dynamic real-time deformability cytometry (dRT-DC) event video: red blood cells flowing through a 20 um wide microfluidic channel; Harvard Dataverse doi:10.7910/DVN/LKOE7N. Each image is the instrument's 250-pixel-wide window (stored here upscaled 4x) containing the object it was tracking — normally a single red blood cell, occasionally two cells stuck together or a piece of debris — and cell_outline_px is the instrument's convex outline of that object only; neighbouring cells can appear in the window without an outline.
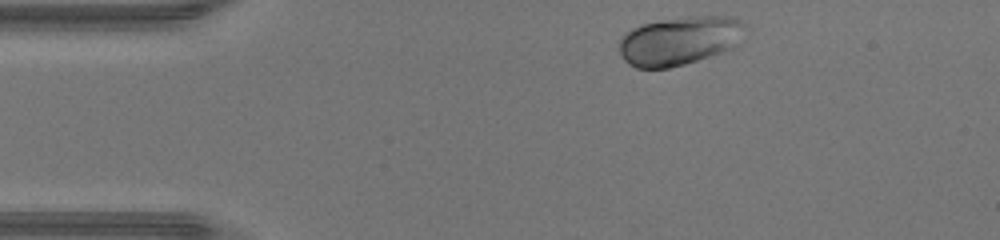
{"species": "human", "species_latin": "Homo sapiens", "temperature_condition": "warm", "stored_images_in_passage": 39, "camera_frame_rate_fps": 3000, "um_per_image_px": 0.085, "donor": {"sex": "male"}, "frame": {"image": 1, "passage_image": 1, "time_ms": 0.0, "image_size_px": [1000, 240], "cell_outline_px": [[744, 24], [736, 44], [732, 48], [684, 64], [668, 68], [636, 68], [628, 64], [620, 56], [620, 40], [632, 28], [640, 24], [664, 20], [692, 16], [736, 16]], "centroid_in_image_um": [57.71, 3.46], "position_along_channel_um": 27.3, "area_um2": 35.2}}
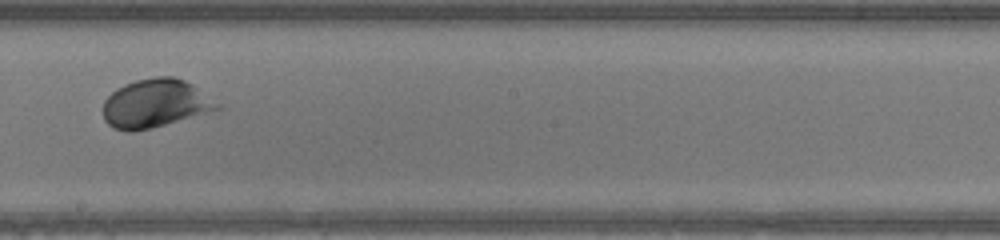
{"frame": {"image": 2, "passage_image": 19, "time_ms": 6.0, "image_size_px": [1000, 240], "cell_outline_px": [[224, 104], [220, 108], [152, 128], [132, 132], [128, 132], [116, 128], [108, 124], [104, 120], [104, 100], [116, 88], [124, 84], [136, 80], [156, 76], [172, 76], [184, 80], [192, 84]], "centroid_in_image_um": [13.22, 8.78], "position_along_channel_um": 235.0, "area_um2": 32.19}}
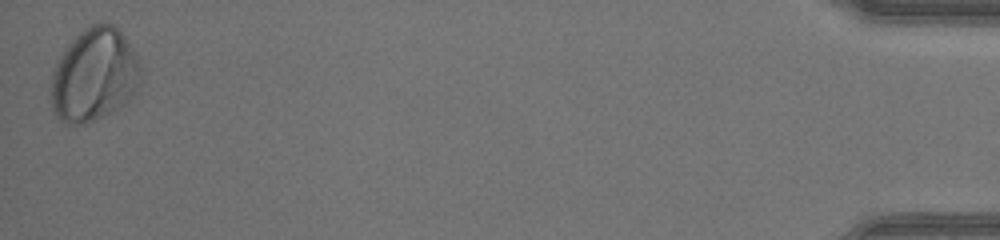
{"frame": {"image": 3, "passage_image": 39, "time_ms": 12.667, "image_size_px": [1000, 240], "cell_outline_px": [[140, 84], [132, 96], [124, 104], [92, 120], [76, 124], [64, 124], [52, 112], [48, 100], [52, 72], [56, 60], [72, 36], [84, 28], [92, 24], [112, 24], [124, 36], [136, 56], [140, 64]], "centroid_in_image_um": [7.93, 6.37], "position_along_channel_um": 427.3, "area_um2": 49.01}, "authors_computed_cell_mechanics": {"area_um2": 33.4084, "velocity_mm_per_s": 4.4248, "shape_relaxation_time_tau1_ms": 2.4932, "shape_relaxation_time_tau2_ms": 7.3526, "deformation_change_tau1": 0.1617, "deformation_change_tau2": null}}